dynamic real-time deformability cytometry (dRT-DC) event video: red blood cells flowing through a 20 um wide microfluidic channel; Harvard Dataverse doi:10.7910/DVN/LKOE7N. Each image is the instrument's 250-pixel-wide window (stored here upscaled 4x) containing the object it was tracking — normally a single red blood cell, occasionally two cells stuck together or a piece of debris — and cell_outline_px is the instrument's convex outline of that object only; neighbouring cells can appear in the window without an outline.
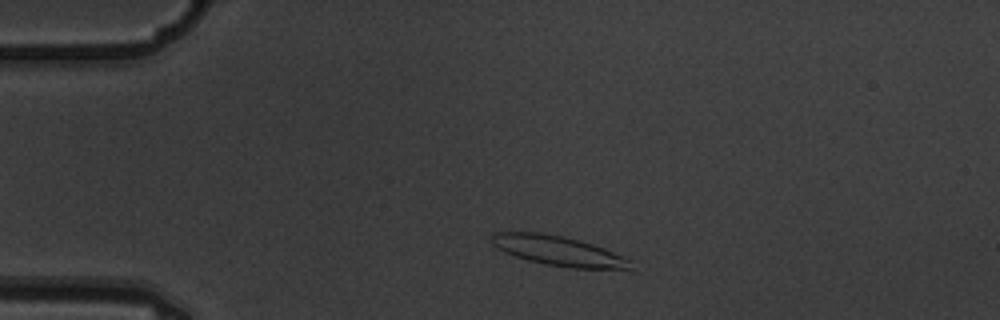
{"species": "common noctule bat (a hibernating species)", "species_latin": "Nyctalus noctula", "temperature_condition": "warm", "stored_images_in_passage": 2, "camera_frame_rate_fps": 3000, "um_per_image_px": 0.085, "animal": {"sex": "male", "body_mass_g": 19.5, "forearm_length_mm": 54.6}, "frame": {"image": 1, "passage_image": 1, "time_ms": 0.0, "image_size_px": [1000, 320], "cell_outline_px": [[636, 272], [568, 268], [528, 260], [504, 252], [492, 244], [492, 232], [540, 232], [564, 236], [580, 240], [604, 248], [636, 260]], "centroid_in_image_um": [47.72, 21.38], "position_along_channel_um": 37.3, "area_um2": 25.26}}